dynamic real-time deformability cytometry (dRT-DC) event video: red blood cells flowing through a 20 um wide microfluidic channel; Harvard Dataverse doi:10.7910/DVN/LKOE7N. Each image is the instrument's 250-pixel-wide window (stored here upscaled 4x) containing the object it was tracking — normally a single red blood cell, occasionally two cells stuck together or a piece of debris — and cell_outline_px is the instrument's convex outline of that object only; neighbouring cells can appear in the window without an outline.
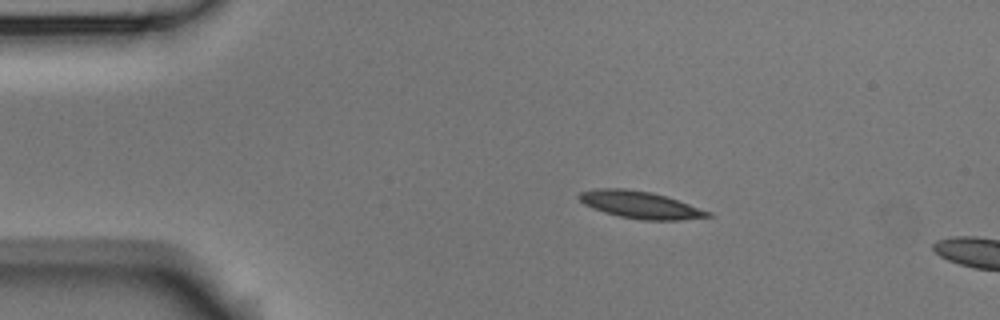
{"species": "Egyptian fruit bat (a non-hibernating species)", "species_latin": "Rousettus aegyptiacus", "temperature_condition": "room temperature", "stored_images_in_passage": 2, "camera_frame_rate_fps": 3000, "um_per_image_px": 0.085, "animal": {"sex": "male"}, "frame": {"image": 1, "passage_image": 1, "time_ms": 0.0, "image_size_px": [1000, 320], "cell_outline_px": [[712, 216], [680, 220], [644, 220], [620, 216], [604, 212], [592, 208], [584, 204], [576, 196], [580, 192], [600, 188], [624, 188], [652, 192], [712, 212]], "centroid_in_image_um": [54.39, 17.41], "position_along_channel_um": 30.6, "area_um2": 20.17}}